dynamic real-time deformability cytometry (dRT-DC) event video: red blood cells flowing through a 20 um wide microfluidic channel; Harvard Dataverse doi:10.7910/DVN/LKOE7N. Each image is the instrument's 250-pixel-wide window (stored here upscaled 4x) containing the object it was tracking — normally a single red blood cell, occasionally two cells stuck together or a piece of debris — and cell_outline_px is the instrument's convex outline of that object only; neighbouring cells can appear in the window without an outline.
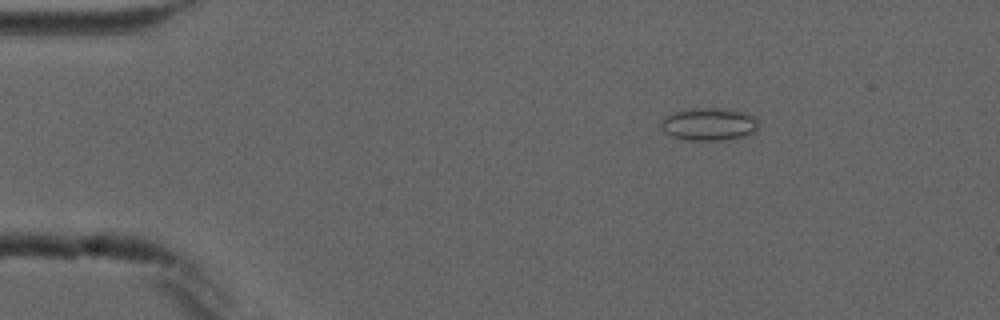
{"species": "common noctule bat (a hibernating species)", "species_latin": "Nyctalus noctula", "temperature_condition": "cold", "stored_images_in_passage": 4, "camera_frame_rate_fps": 3000, "um_per_image_px": 0.085, "animal": {"sex": "male", "forearm_length_mm": 52.5}, "frame": {"image": 1, "passage_image": 2, "time_ms": 1.0, "image_size_px": [1000, 320], "cell_outline_px": [[760, 124], [756, 132], [748, 136], [728, 140], [684, 140], [672, 136], [664, 132], [660, 124], [664, 116], [688, 108], [728, 108], [748, 112], [756, 116]], "centroid_in_image_um": [60.35, 10.55], "position_along_channel_um": 24.7, "area_um2": 19.25}}